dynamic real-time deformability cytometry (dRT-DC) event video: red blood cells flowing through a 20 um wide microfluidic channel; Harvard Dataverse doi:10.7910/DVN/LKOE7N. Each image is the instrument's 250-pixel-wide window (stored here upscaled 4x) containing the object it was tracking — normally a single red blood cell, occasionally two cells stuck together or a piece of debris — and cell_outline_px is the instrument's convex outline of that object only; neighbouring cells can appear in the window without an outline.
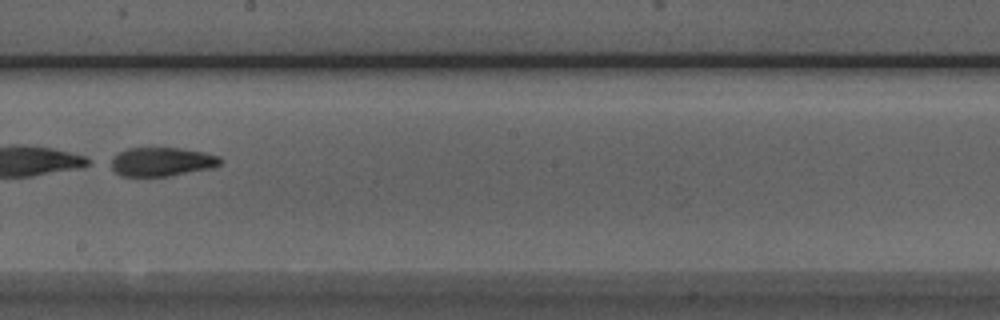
{"species": "Egyptian fruit bat (a non-hibernating species)", "species_latin": "Rousettus aegyptiacus", "temperature_condition": "room temperature", "stored_images_in_passage": 30, "camera_frame_rate_fps": 3000, "um_per_image_px": 0.085, "animal": {"sex": "male"}, "frame": {"image": 1, "passage_image": 14, "time_ms": 4.333, "image_size_px": [1000, 320], "cell_outline_px": [[224, 160], [220, 164], [212, 168], [168, 176], [120, 176], [104, 164], [104, 160], [116, 152], [128, 148], [180, 148], [204, 152], [220, 156]], "centroid_in_image_um": [13.61, 13.74], "position_along_channel_um": 234.6, "area_um2": 19.13}}